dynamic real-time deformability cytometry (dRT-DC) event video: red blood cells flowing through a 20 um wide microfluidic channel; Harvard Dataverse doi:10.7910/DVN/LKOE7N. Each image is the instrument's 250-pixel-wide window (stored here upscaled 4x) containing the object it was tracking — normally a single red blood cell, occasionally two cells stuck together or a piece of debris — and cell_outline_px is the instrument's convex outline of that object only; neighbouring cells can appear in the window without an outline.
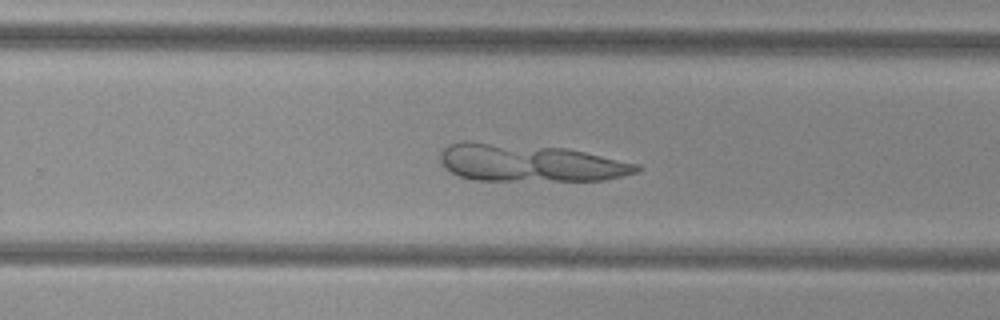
{"species": "common noctule bat (a hibernating species)", "species_latin": "Nyctalus noctula", "temperature_condition": "cold", "stored_images_in_passage": 40, "camera_frame_rate_fps": 3000, "um_per_image_px": 0.085, "animal": {"sex": "female", "body_mass_g": 29.2, "forearm_length_mm": 56.3}, "frame": {"image": 1, "passage_image": 29, "time_ms": 9.333, "image_size_px": [1000, 320], "cell_outline_px": [[644, 168], [640, 172], [604, 180], [476, 180], [460, 176], [444, 168], [440, 160], [440, 152], [448, 144], [460, 140], [468, 140], [568, 148], [640, 164]], "centroid_in_image_um": [45.03, 13.82], "position_along_channel_um": 284.8, "area_um2": 43.41}}